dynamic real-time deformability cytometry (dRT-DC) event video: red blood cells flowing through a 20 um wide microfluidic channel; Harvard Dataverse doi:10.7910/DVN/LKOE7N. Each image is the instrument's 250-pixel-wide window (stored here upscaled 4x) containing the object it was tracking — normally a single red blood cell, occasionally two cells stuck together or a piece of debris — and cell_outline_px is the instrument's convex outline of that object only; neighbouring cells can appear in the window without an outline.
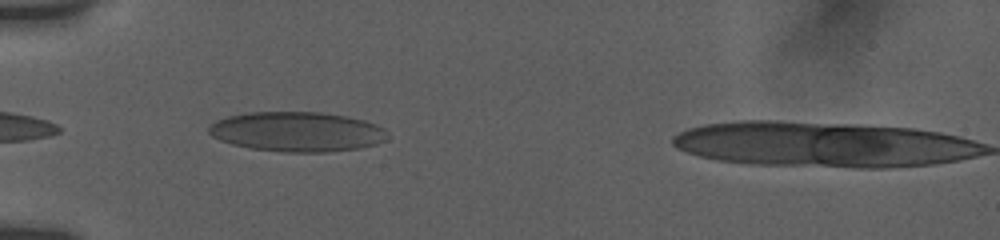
{"species": "human", "species_latin": "Homo sapiens", "temperature_condition": "room temperature", "stored_images_in_passage": 5, "camera_frame_rate_fps": 3000, "um_per_image_px": 0.085, "donor": {"sex": "female"}, "frame": {"image": 1, "passage_image": 1, "time_ms": 0.0, "image_size_px": [1000, 240], "cell_outline_px": [[384, 128], [380, 140], [376, 144], [356, 148], [324, 152], [284, 152], [252, 148], [232, 144], [220, 140], [212, 136], [208, 132], [208, 128], [216, 120], [228, 116], [252, 112], [320, 112], [344, 116], [364, 120], [376, 124]], "centroid_in_image_um": [25.16, 11.19], "position_along_channel_um": 59.8, "area_um2": 40.75}}
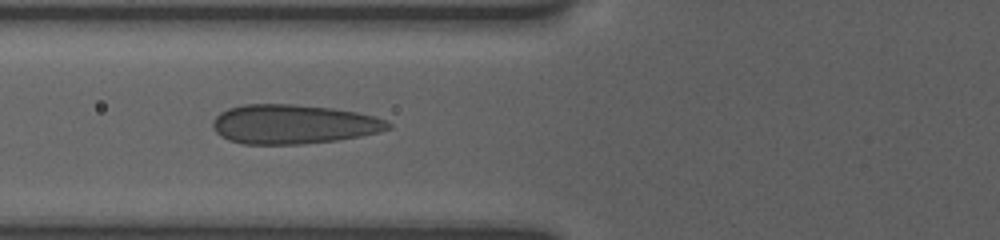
{"frame": {"image": 2, "passage_image": 3, "time_ms": 1.333, "image_size_px": [1000, 240], "cell_outline_px": [[392, 128], [380, 132], [360, 136], [336, 140], [300, 144], [244, 144], [228, 140], [220, 136], [212, 128], [212, 120], [220, 112], [228, 108], [244, 104], [292, 104], [332, 108], [356, 112], [376, 116], [392, 124]], "centroid_in_image_um": [24.92, 10.56], "position_along_channel_um": 100.9, "area_um2": 40.34}}
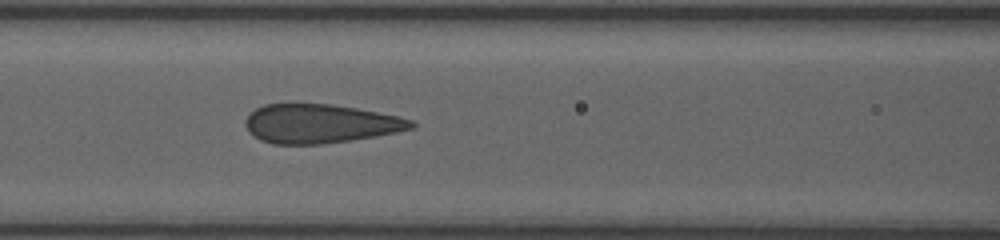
{"frame": {"image": 3, "passage_image": 5, "time_ms": 2.333, "image_size_px": [1000, 240], "cell_outline_px": [[416, 128], [376, 136], [320, 144], [272, 144], [260, 140], [248, 132], [244, 124], [244, 120], [256, 108], [264, 104], [332, 104], [356, 108], [400, 116], [412, 120], [416, 124]], "centroid_in_image_um": [27.21, 10.51], "position_along_channel_um": 139.4, "area_um2": 37.69}}